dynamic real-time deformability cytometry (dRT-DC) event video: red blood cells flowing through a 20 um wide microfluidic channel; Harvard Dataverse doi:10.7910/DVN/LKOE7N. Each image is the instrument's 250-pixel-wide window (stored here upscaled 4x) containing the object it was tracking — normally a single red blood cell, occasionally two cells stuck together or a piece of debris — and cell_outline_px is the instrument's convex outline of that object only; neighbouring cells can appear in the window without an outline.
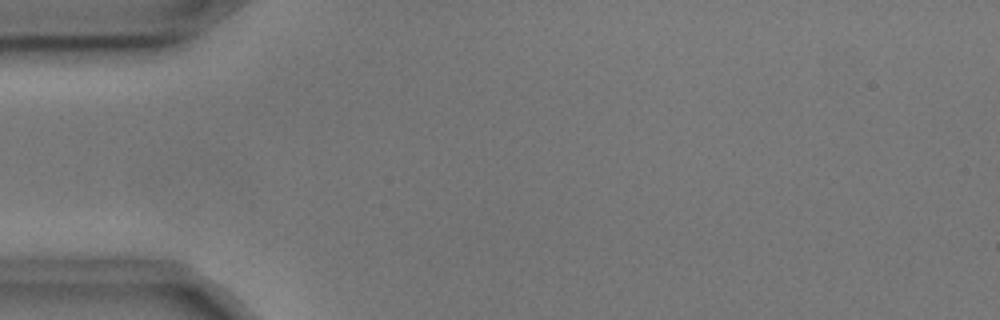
{"species": "common noctule bat (a hibernating species)", "species_latin": "Nyctalus noctula", "temperature_condition": "cold", "stored_images_in_passage": 2, "camera_frame_rate_fps": 3000, "um_per_image_px": 0.085, "animal": {"sex": "male", "body_mass_g": 17.9, "forearm_length_mm": 54.2}, "frame": {"image": 1, "passage_image": 1, "time_ms": 0.0, "image_size_px": [1000, 320], "cell_outline_px": [[144, 208], [140, 212], [52, 212], [44, 204], [44, 200], [52, 196], [116, 196], [144, 204]], "centroid_in_image_um": [7.83, 17.37], "position_along_channel_um": 77.2, "area_um2": 10.35}}